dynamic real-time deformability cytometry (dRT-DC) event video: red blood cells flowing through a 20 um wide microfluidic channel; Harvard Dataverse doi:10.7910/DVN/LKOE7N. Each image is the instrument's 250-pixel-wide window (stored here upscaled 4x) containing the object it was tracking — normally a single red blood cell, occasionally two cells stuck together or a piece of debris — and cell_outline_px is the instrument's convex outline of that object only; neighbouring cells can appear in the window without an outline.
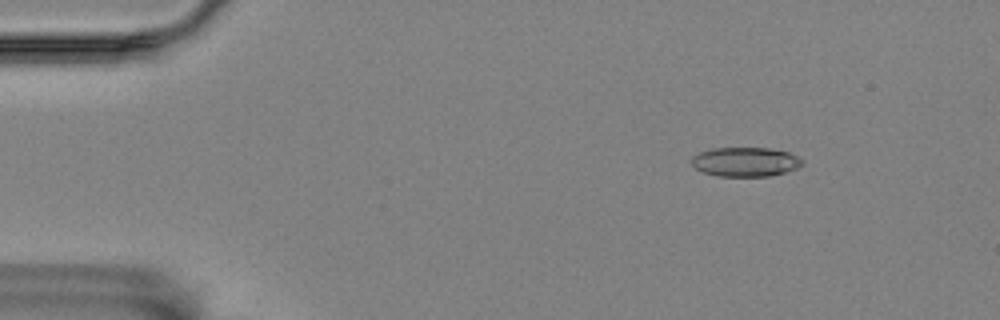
{"species": "Egyptian fruit bat (a non-hibernating species)", "species_latin": "Rousettus aegyptiacus", "temperature_condition": "room temperature", "stored_images_in_passage": 3, "camera_frame_rate_fps": 3000, "um_per_image_px": 0.085, "animal": {"sex": "female"}, "frame": {"image": 1, "passage_image": 1, "time_ms": 0.0, "image_size_px": [1000, 320], "cell_outline_px": [[804, 164], [796, 168], [784, 172], [768, 176], [720, 176], [704, 172], [696, 168], [692, 164], [692, 156], [700, 152], [712, 148], [768, 148], [788, 152], [796, 156]], "centroid_in_image_um": [63.33, 13.75], "position_along_channel_um": 21.7, "area_um2": 18.61}}
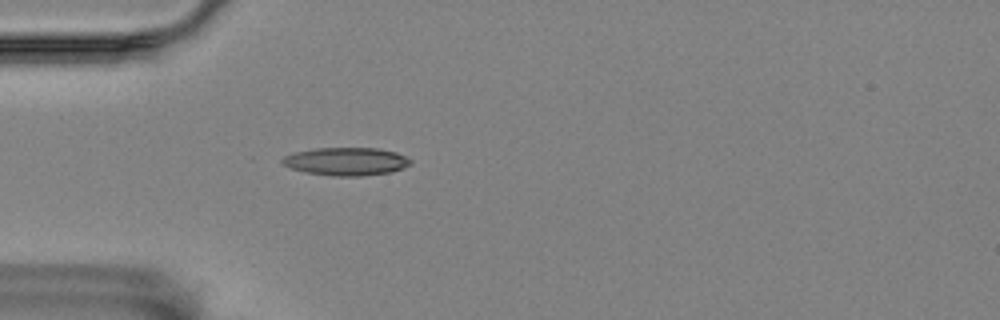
{"frame": {"image": 2, "passage_image": 3, "time_ms": 0.667, "image_size_px": [1000, 320], "cell_outline_px": [[412, 164], [404, 168], [392, 172], [360, 176], [332, 176], [304, 172], [280, 164], [280, 160], [284, 156], [296, 152], [316, 148], [376, 148], [396, 152], [412, 160]], "centroid_in_image_um": [29.43, 13.73], "position_along_channel_um": 55.6, "area_um2": 21.04}}